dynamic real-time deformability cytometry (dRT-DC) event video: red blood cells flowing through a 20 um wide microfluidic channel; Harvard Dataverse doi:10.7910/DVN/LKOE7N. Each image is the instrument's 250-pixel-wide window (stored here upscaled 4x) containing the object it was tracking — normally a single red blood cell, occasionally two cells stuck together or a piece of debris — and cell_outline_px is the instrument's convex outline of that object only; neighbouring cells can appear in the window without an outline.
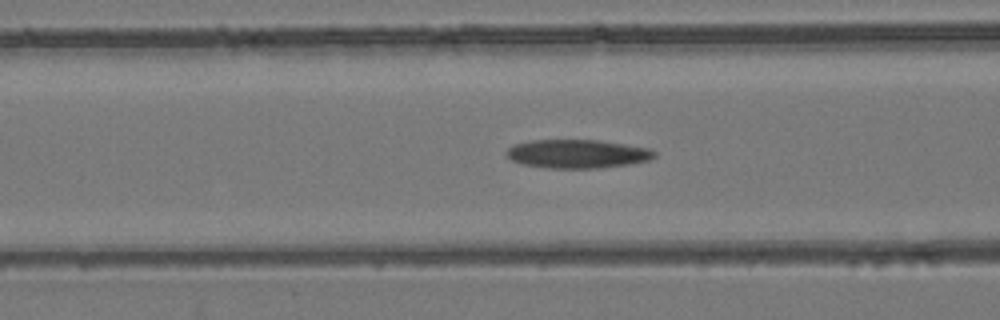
{"species": "common noctule bat (a hibernating species)", "species_latin": "Nyctalus noctula", "temperature_condition": "room temperature", "stored_images_in_passage": 54, "camera_frame_rate_fps": 3000, "um_per_image_px": 0.085, "animal": {"sex": "female", "body_mass_g": 24.6, "forearm_length_mm": 56.2}, "frame": {"image": 1, "passage_image": 21, "time_ms": 6.667, "image_size_px": [1000, 320], "cell_outline_px": [[656, 156], [648, 160], [628, 164], [600, 168], [548, 168], [524, 164], [512, 160], [504, 152], [508, 148], [516, 144], [532, 140], [596, 140], [652, 148], [656, 152]], "centroid_in_image_um": [49.1, 13.07], "position_along_channel_um": 117.5, "area_um2": 24.57}}
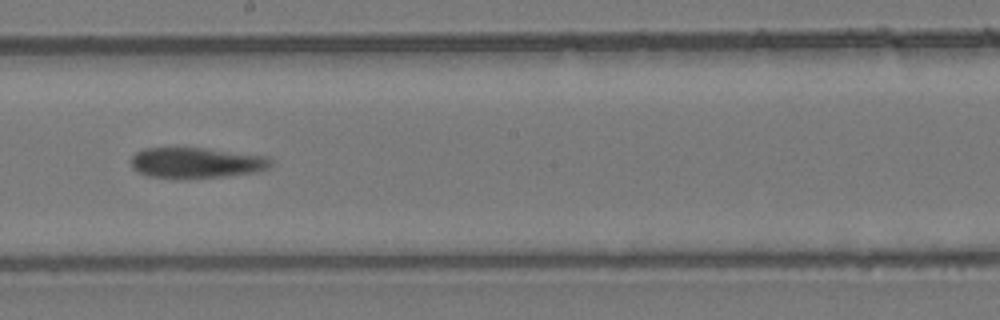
{"frame": {"image": 2, "passage_image": 30, "time_ms": 9.667, "image_size_px": [1000, 320], "cell_outline_px": [[272, 164], [268, 168], [256, 172], [224, 176], [184, 180], [176, 180], [148, 176], [132, 168], [132, 156], [136, 152], [144, 148], [204, 148], [268, 156], [272, 160]], "centroid_in_image_um": [16.68, 13.86], "position_along_channel_um": 231.5, "area_um2": 25.37}}
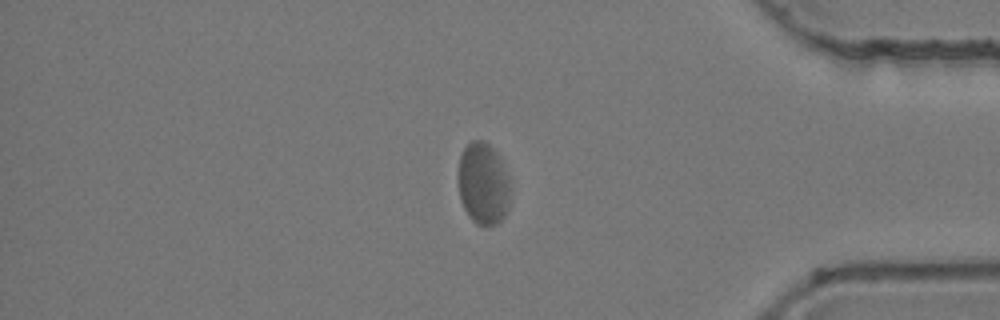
{"frame": {"image": 3, "passage_image": 45, "time_ms": 14.667, "image_size_px": [1000, 320], "cell_outline_px": [[512, 188], [508, 208], [504, 216], [496, 224], [476, 224], [468, 216], [464, 208], [460, 196], [460, 156], [464, 148], [472, 140], [484, 140], [496, 152], [508, 176]], "centroid_in_image_um": [41.11, 15.62], "position_along_channel_um": 394.1, "area_um2": 24.62}}